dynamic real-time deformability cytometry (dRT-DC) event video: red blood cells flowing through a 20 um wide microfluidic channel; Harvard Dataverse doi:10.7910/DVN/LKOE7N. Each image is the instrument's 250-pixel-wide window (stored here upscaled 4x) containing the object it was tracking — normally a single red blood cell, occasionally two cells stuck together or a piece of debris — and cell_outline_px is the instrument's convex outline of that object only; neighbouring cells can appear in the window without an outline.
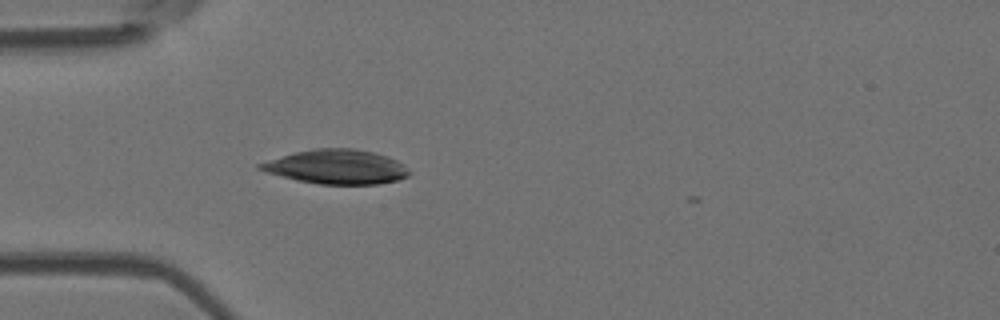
{"species": "Egyptian fruit bat (a non-hibernating species)", "species_latin": "Rousettus aegyptiacus", "temperature_condition": "room temperature", "stored_images_in_passage": 26, "camera_frame_rate_fps": 3000, "um_per_image_px": 0.085, "animal": {"sex": "female"}, "frame": {"image": 1, "passage_image": 4, "time_ms": 1.0, "image_size_px": [1000, 320], "cell_outline_px": [[412, 172], [408, 176], [396, 180], [376, 184], [320, 184], [296, 180], [268, 172], [256, 168], [256, 164], [268, 160], [296, 152], [316, 148], [356, 148], [388, 156], [404, 164]], "centroid_in_image_um": [28.63, 14.17], "position_along_channel_um": 56.4, "area_um2": 29.71}}
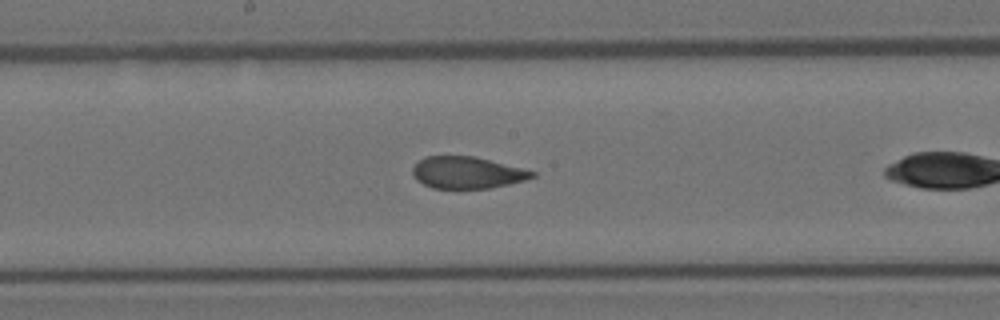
{"frame": {"image": 2, "passage_image": 13, "time_ms": 4.0, "image_size_px": [1000, 320], "cell_outline_px": [[536, 176], [524, 180], [508, 184], [488, 188], [432, 188], [416, 180], [412, 176], [412, 168], [424, 156], [476, 156], [536, 172]], "centroid_in_image_um": [39.67, 14.66], "position_along_channel_um": 208.5, "area_um2": 22.08}}
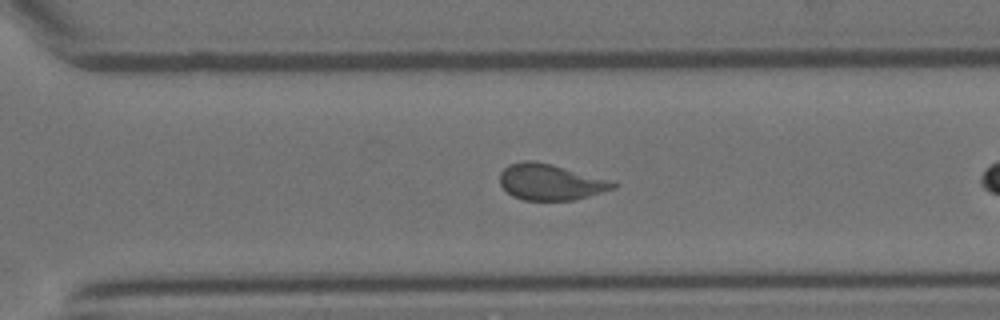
{"frame": {"image": 3, "passage_image": 22, "time_ms": 7.0, "image_size_px": [1000, 320], "cell_outline_px": [[620, 184], [616, 188], [588, 196], [572, 200], [524, 200], [512, 196], [500, 184], [500, 172], [508, 164], [524, 160], [532, 160], [552, 164], [616, 180]], "centroid_in_image_um": [46.85, 15.46], "position_along_channel_um": 323.7, "area_um2": 24.22}}